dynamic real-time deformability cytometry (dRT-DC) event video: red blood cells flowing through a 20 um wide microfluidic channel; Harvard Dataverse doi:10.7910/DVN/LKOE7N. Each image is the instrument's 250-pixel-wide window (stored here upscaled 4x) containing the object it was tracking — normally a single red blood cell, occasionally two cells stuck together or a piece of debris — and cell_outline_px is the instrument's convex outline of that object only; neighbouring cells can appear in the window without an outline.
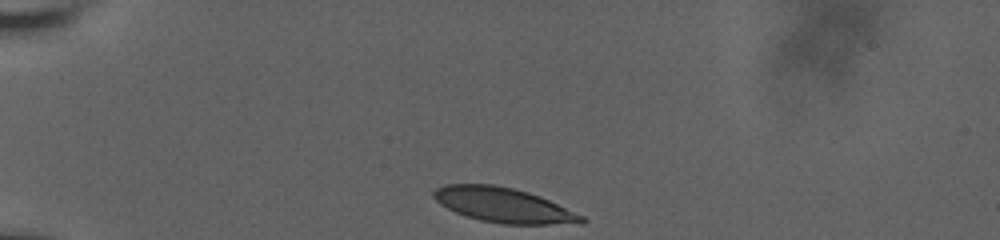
{"species": "human", "species_latin": "Homo sapiens", "temperature_condition": "room temperature", "stored_images_in_passage": 36, "camera_frame_rate_fps": 3000, "um_per_image_px": 0.085, "donor": {"sex": "male"}, "frame": {"image": 1, "passage_image": 1, "time_ms": 0.0, "image_size_px": [1000, 240], "cell_outline_px": [[588, 220], [584, 224], [504, 224], [480, 220], [456, 212], [440, 204], [432, 196], [432, 192], [436, 188], [444, 184], [492, 184], [512, 188], [528, 192], [540, 196], [584, 216]], "centroid_in_image_um": [42.83, 17.44], "position_along_channel_um": 42.2, "area_um2": 29.94}}
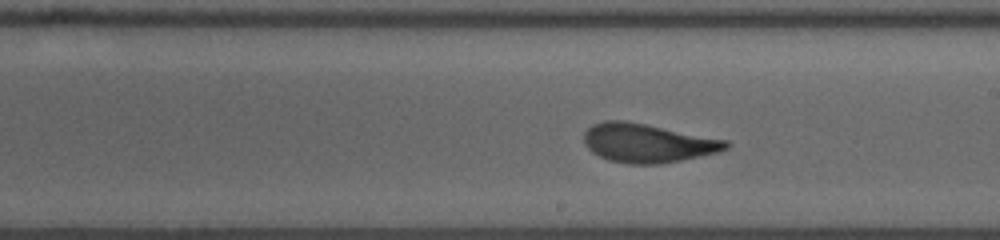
{"frame": {"image": 2, "passage_image": 21, "time_ms": 6.667, "image_size_px": [1000, 240], "cell_outline_px": [[732, 144], [728, 148], [716, 152], [680, 160], [660, 164], [628, 164], [608, 160], [592, 152], [584, 144], [584, 132], [592, 124], [604, 120], [624, 120], [728, 140]], "centroid_in_image_um": [55.01, 12.15], "position_along_channel_um": 234.0, "area_um2": 32.02}}
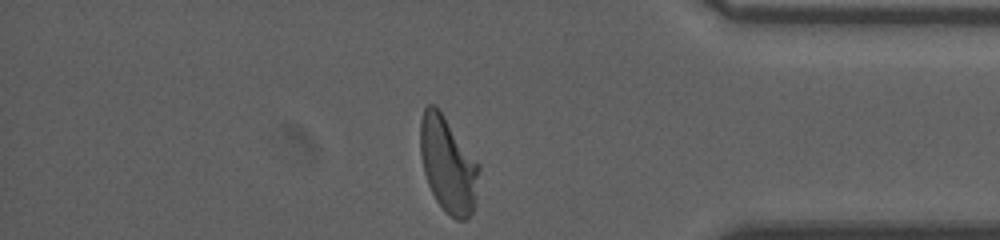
{"frame": {"image": 3, "passage_image": 36, "time_ms": 11.667, "image_size_px": [1000, 240], "cell_outline_px": [[480, 168], [472, 212], [464, 220], [456, 220], [436, 200], [428, 184], [424, 172], [420, 152], [420, 120], [424, 108], [428, 104], [436, 104], [480, 164]], "centroid_in_image_um": [38.06, 13.93], "position_along_channel_um": 397.1, "area_um2": 32.48}, "authors_computed_cell_mechanics": {"area_um2": 31.9345, "velocity_mm_per_s": 3.6417, "shape_relaxation_time_tau1_ms": 5.4545, "shape_relaxation_time_tau2_ms": 0.9915, "deformation_change_tau1": 0.1905, "deformation_change_tau2": 0.074}}